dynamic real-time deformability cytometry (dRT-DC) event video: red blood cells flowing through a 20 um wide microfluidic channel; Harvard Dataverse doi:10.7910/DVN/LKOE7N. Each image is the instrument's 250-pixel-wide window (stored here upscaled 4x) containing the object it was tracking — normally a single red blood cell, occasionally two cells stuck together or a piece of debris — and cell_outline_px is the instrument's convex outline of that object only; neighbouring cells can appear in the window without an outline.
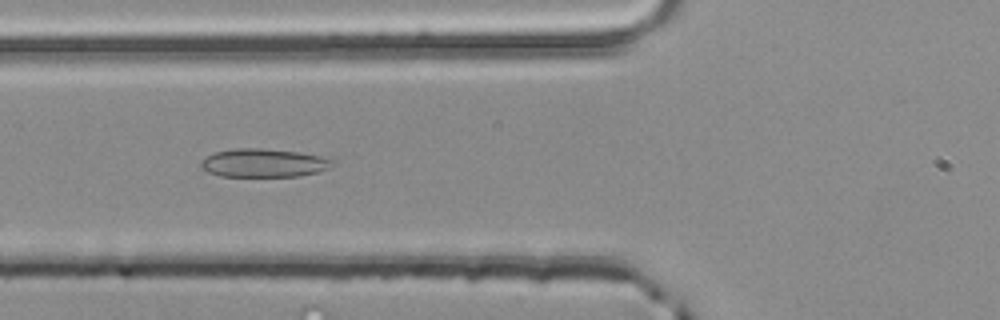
{"species": "common noctule bat (a hibernating species)", "species_latin": "Nyctalus noctula", "temperature_condition": "room temperature", "stored_images_in_passage": 45, "camera_frame_rate_fps": 3000, "um_per_image_px": 0.085, "animal": {"sex": "male", "body_mass_g": 20.4}, "frame": {"image": 1, "passage_image": 13, "time_ms": 4.0, "image_size_px": [1000, 320], "cell_outline_px": [[336, 164], [328, 168], [316, 172], [300, 176], [220, 176], [208, 172], [200, 168], [200, 164], [208, 156], [216, 152], [236, 148], [260, 148], [300, 152], [320, 156], [336, 160]], "centroid_in_image_um": [22.45, 13.85], "position_along_channel_um": 103.3, "area_um2": 21.73}}
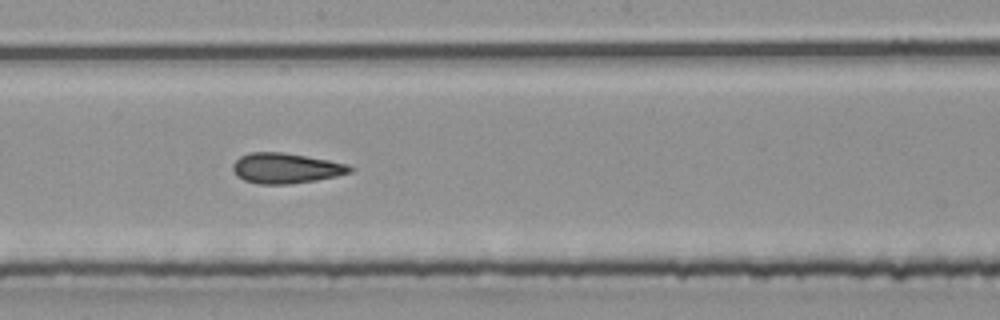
{"frame": {"image": 2, "passage_image": 22, "time_ms": 7.0, "image_size_px": [1000, 320], "cell_outline_px": [[352, 172], [336, 176], [316, 180], [292, 184], [260, 184], [244, 180], [236, 176], [232, 168], [232, 164], [240, 156], [248, 152], [284, 152], [328, 160], [348, 164], [352, 168]], "centroid_in_image_um": [24.27, 14.29], "position_along_channel_um": 223.9, "area_um2": 20.75}}
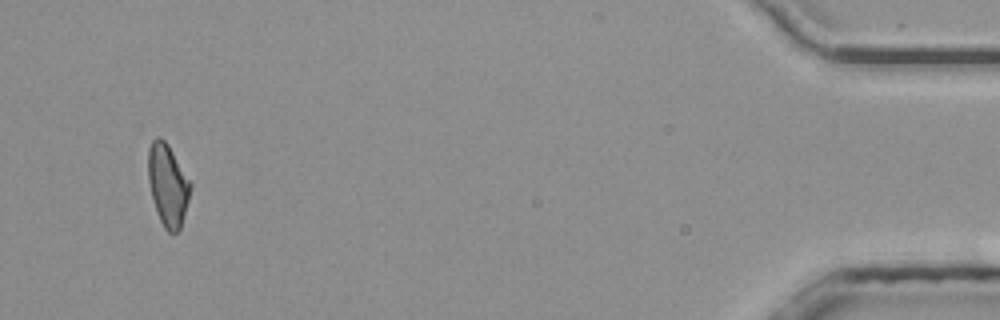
{"frame": {"image": 3, "passage_image": 43, "time_ms": 14.0, "image_size_px": [1000, 320], "cell_outline_px": [[192, 188], [180, 228], [176, 232], [168, 232], [164, 228], [156, 212], [148, 180], [148, 148], [152, 140], [156, 136], [160, 136], [168, 144], [192, 184]], "centroid_in_image_um": [14.25, 15.7], "position_along_channel_um": 420.9, "area_um2": 20.17}, "authors_computed_cell_mechanics": {"area_um2": 20.3456, "velocity_mm_per_s": 3.9971, "shape_relaxation_time_tau1_ms": null, "shape_relaxation_time_tau2_ms": 3.2098, "deformation_change_tau1": null, "deformation_change_tau2": 0.1364}}